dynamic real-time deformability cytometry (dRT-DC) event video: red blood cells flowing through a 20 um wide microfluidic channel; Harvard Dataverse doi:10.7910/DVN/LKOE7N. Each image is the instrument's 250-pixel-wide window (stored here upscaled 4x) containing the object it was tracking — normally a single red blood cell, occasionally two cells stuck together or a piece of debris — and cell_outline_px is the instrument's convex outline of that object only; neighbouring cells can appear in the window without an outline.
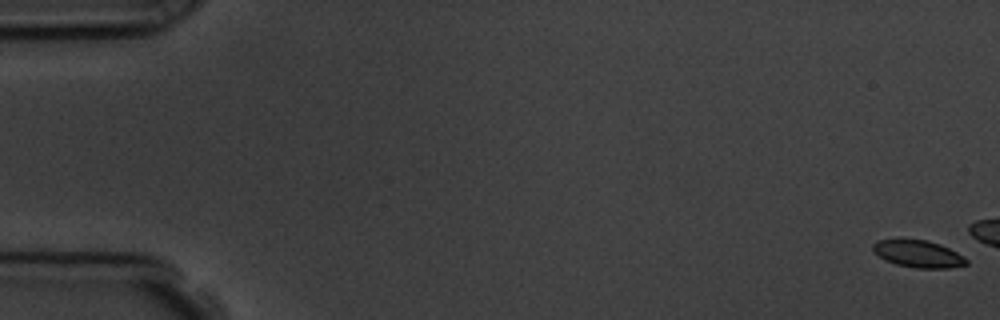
{"species": "common noctule bat (a hibernating species)", "species_latin": "Nyctalus noctula", "temperature_condition": "room temperature", "stored_images_in_passage": 4, "camera_frame_rate_fps": 3000, "um_per_image_px": 0.085, "animal": {"sex": "male", "body_mass_g": 19.5, "forearm_length_mm": 54.6}, "frame": {"image": 1, "passage_image": 1, "time_ms": 0.0, "image_size_px": [1000, 320], "cell_outline_px": [[968, 264], [948, 268], [916, 268], [896, 264], [884, 260], [872, 252], [872, 244], [880, 240], [928, 240], [940, 244], [964, 256], [968, 260]], "centroid_in_image_um": [78.04, 21.59], "position_along_channel_um": 7.0, "area_um2": 14.74}}